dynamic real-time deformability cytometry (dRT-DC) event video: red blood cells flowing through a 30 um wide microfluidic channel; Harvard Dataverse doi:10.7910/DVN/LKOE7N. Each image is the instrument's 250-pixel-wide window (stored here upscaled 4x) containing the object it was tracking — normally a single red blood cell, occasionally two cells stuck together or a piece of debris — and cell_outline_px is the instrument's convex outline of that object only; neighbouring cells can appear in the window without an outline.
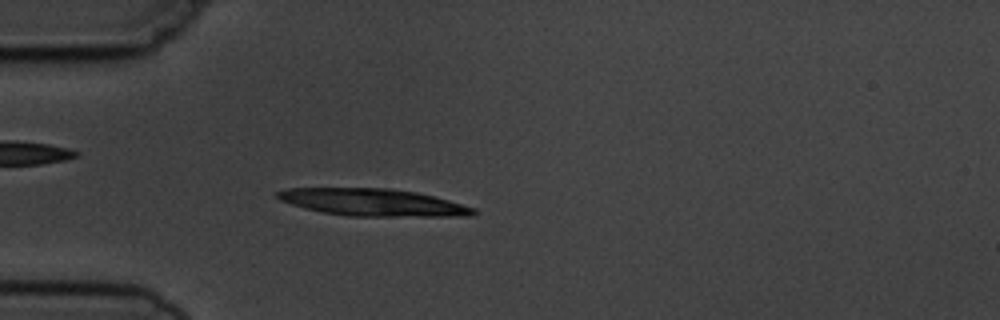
{"species": "common noctule bat (a hibernating species)", "species_latin": "Nyctalus noctula", "temperature_condition": "cold", "stored_images_in_passage": 3, "camera_frame_rate_fps": 3000, "um_per_image_px": 0.085, "animal": {"sex": "male", "body_mass_g": 19.5, "forearm_length_mm": 54.6}, "frame": {"image": 1, "passage_image": 3, "time_ms": 2.0, "image_size_px": [1000, 320], "cell_outline_px": [[476, 216], [348, 216], [324, 212], [304, 208], [280, 200], [276, 196], [276, 192], [288, 188], [388, 188], [416, 192], [448, 200], [476, 208]], "centroid_in_image_um": [31.72, 17.2], "position_along_channel_um": 53.3, "area_um2": 30.98}}